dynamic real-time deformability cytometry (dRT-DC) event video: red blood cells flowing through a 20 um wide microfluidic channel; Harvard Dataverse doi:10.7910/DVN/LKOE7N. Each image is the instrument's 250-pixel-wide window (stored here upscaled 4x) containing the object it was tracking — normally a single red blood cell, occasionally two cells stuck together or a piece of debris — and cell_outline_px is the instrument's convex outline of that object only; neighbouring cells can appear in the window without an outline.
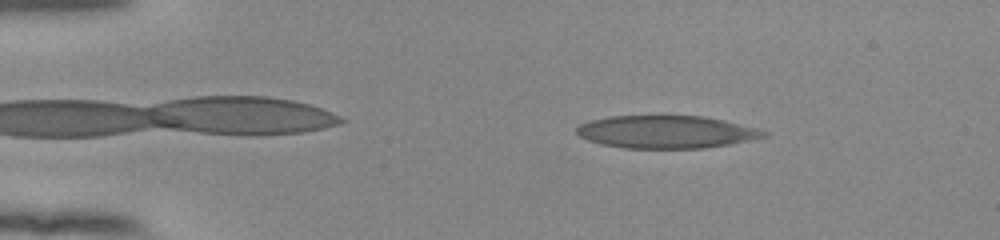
{"species": "human", "species_latin": "Homo sapiens", "temperature_condition": "room temperature", "stored_images_in_passage": 52, "camera_frame_rate_fps": 3000, "um_per_image_px": 0.085, "donor": {"sex": "female"}, "frame": {"image": 1, "passage_image": 8, "time_ms": 2.333, "image_size_px": [1000, 240], "cell_outline_px": [[768, 136], [728, 144], [704, 148], [624, 148], [600, 144], [588, 140], [580, 136], [576, 132], [576, 128], [580, 124], [592, 120], [608, 116], [704, 116], [724, 120], [768, 132]], "centroid_in_image_um": [56.59, 11.21], "position_along_channel_um": 28.4, "area_um2": 35.37}}
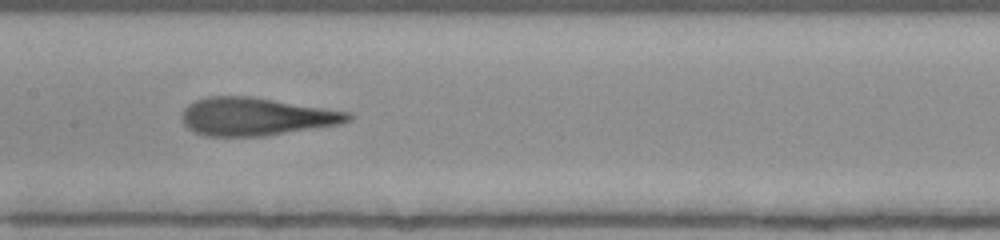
{"frame": {"image": 2, "passage_image": 26, "time_ms": 8.333, "image_size_px": [1000, 240], "cell_outline_px": [[356, 116], [352, 120], [340, 124], [264, 136], [204, 136], [192, 132], [184, 124], [180, 116], [184, 108], [188, 104], [196, 100], [208, 96], [252, 96], [352, 112]], "centroid_in_image_um": [21.77, 9.9], "position_along_channel_um": 185.6, "area_um2": 37.17}}
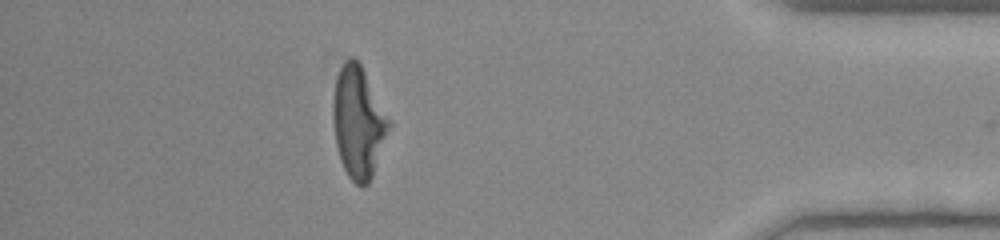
{"frame": {"image": 3, "passage_image": 46, "time_ms": 15.0, "image_size_px": [1000, 240], "cell_outline_px": [[392, 124], [372, 176], [368, 184], [364, 188], [360, 188], [348, 176], [340, 160], [336, 144], [332, 120], [332, 100], [336, 76], [344, 60], [352, 56], [360, 64]], "centroid_in_image_um": [30.44, 10.42], "position_along_channel_um": 404.8, "area_um2": 36.36}}